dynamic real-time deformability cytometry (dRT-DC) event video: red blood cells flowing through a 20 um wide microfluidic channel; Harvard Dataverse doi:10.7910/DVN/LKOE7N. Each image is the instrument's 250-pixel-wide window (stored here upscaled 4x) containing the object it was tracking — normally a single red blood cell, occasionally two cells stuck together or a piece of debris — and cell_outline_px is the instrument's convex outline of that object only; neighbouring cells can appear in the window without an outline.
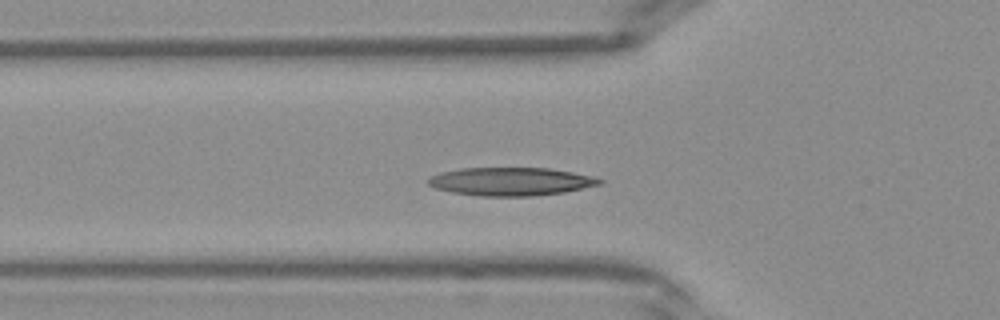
{"species": "Egyptian fruit bat (a non-hibernating species)", "species_latin": "Rousettus aegyptiacus", "temperature_condition": "warm", "stored_images_in_passage": 34, "camera_frame_rate_fps": 3000, "um_per_image_px": 0.085, "frame": {"image": 1, "passage_image": 11, "time_ms": 3.333, "image_size_px": [1000, 320], "cell_outline_px": [[604, 180], [600, 184], [564, 192], [532, 196], [480, 196], [452, 192], [436, 188], [428, 184], [428, 176], [440, 172], [460, 168], [548, 168], [596, 176]], "centroid_in_image_um": [43.41, 15.42], "position_along_channel_um": 82.4, "area_um2": 28.21}}
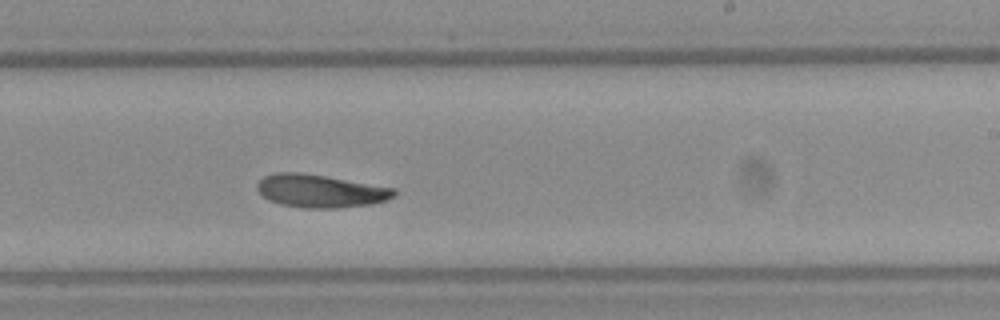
{"frame": {"image": 2, "passage_image": 22, "time_ms": 7.0, "image_size_px": [1000, 320], "cell_outline_px": [[396, 196], [388, 200], [372, 204], [336, 208], [304, 208], [280, 204], [268, 200], [256, 188], [256, 184], [264, 176], [276, 172], [300, 172], [328, 176], [396, 188]], "centroid_in_image_um": [27.26, 16.23], "position_along_channel_um": 261.7, "area_um2": 26.59}}
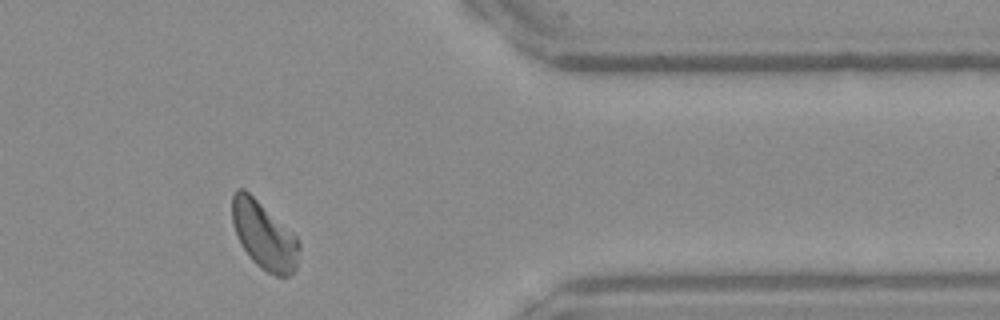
{"frame": {"image": 3, "passage_image": 31, "time_ms": 10.0, "image_size_px": [1000, 320], "cell_outline_px": [[300, 248], [296, 268], [292, 276], [276, 276], [260, 268], [252, 260], [240, 244], [232, 224], [232, 192], [236, 188], [244, 188], [296, 236], [300, 244]], "centroid_in_image_um": [22.43, 20.02], "position_along_channel_um": 389.0, "area_um2": 26.36}}